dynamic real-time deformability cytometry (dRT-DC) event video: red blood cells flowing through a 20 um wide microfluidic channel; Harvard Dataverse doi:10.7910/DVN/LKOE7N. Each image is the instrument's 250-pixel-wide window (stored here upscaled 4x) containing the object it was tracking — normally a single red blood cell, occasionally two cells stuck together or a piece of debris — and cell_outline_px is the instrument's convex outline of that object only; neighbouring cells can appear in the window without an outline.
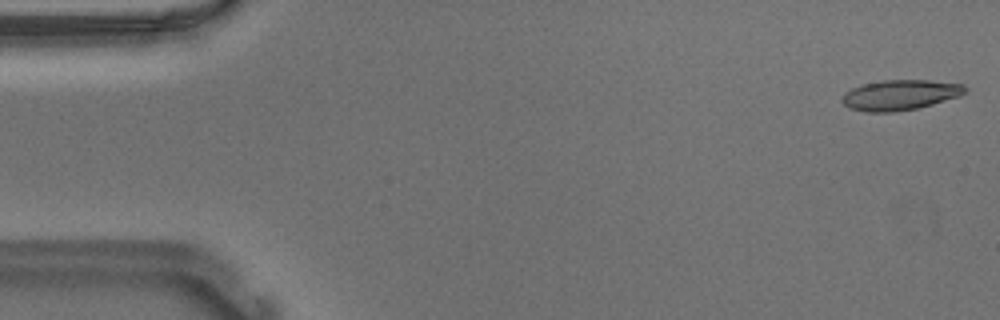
{"species": "Egyptian fruit bat (a non-hibernating species)", "species_latin": "Rousettus aegyptiacus", "temperature_condition": "warm", "stored_images_in_passage": 54, "camera_frame_rate_fps": 3000, "um_per_image_px": 0.085, "animal": {"sex": "male"}, "frame": {"image": 1, "passage_image": 1, "time_ms": 0.0, "image_size_px": [1000, 320], "cell_outline_px": [[968, 88], [960, 96], [920, 108], [892, 112], [864, 112], [848, 108], [840, 100], [844, 92], [852, 88], [864, 84], [884, 80], [928, 80], [964, 84]], "centroid_in_image_um": [76.5, 8.08], "position_along_channel_um": 8.5, "area_um2": 21.91}}
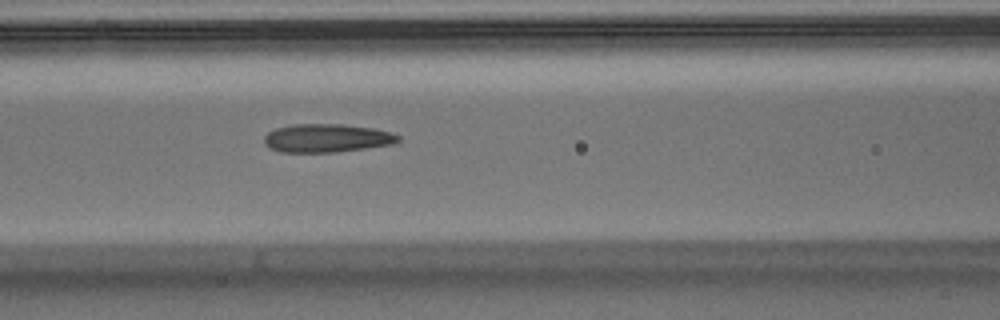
{"frame": {"image": 2, "passage_image": 22, "time_ms": 7.0, "image_size_px": [1000, 320], "cell_outline_px": [[400, 140], [392, 144], [336, 152], [280, 152], [268, 148], [264, 144], [264, 136], [268, 132], [276, 128], [292, 124], [344, 124], [372, 128], [388, 132], [400, 136]], "centroid_in_image_um": [27.72, 11.74], "position_along_channel_um": 138.9, "area_um2": 22.14}}
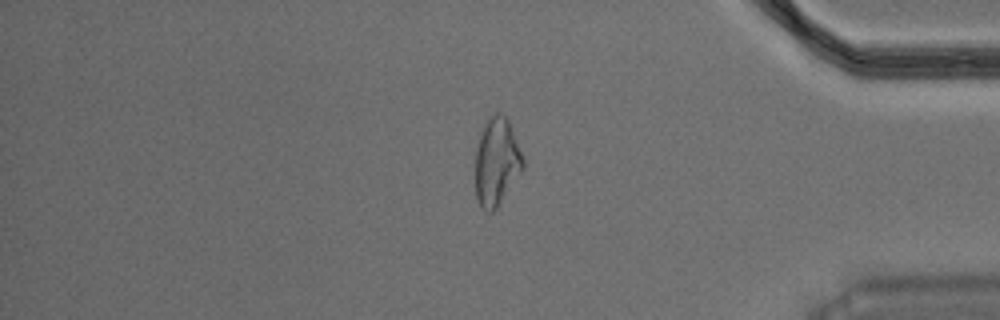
{"frame": {"image": 3, "passage_image": 45, "time_ms": 14.667, "image_size_px": [1000, 320], "cell_outline_px": [[524, 168], [496, 208], [492, 212], [488, 212], [480, 208], [476, 196], [476, 148], [480, 132], [488, 120], [496, 112], [500, 112], [508, 120], [524, 156]], "centroid_in_image_um": [42.22, 13.76], "position_along_channel_um": 393.0, "area_um2": 24.28}, "authors_computed_cell_mechanics": {"area_um2": 22.3108, "velocity_mm_per_s": 3.685, "shape_relaxation_time_tau1_ms": null, "shape_relaxation_time_tau2_ms": 1.9671, "deformation_change_tau1": null, "deformation_change_tau2": 0.1158}}